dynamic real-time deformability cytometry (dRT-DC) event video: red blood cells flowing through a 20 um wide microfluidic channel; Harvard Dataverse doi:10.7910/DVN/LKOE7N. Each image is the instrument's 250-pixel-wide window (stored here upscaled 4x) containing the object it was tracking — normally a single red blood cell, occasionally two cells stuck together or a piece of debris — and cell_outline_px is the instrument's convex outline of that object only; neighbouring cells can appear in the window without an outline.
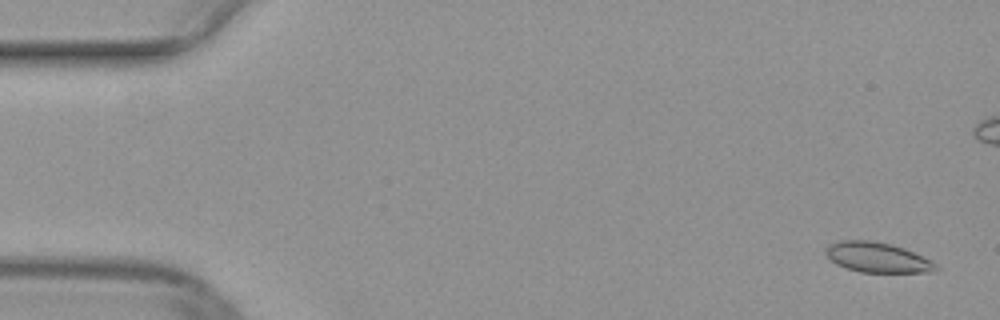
{"species": "common noctule bat (a hibernating species)", "species_latin": "Nyctalus noctula", "temperature_condition": "warm", "stored_images_in_passage": 51, "camera_frame_rate_fps": 3000, "um_per_image_px": 0.085, "animal": {"sex": "female", "body_mass_g": 29.2, "forearm_length_mm": 56.3}, "frame": {"image": 1, "passage_image": 2, "time_ms": 0.333, "image_size_px": [1000, 320], "cell_outline_px": [[940, 268], [936, 272], [860, 272], [836, 264], [824, 252], [828, 244], [840, 240], [872, 240], [892, 244], [904, 248], [932, 260]], "centroid_in_image_um": [74.6, 21.87], "position_along_channel_um": 10.4, "area_um2": 19.42}}
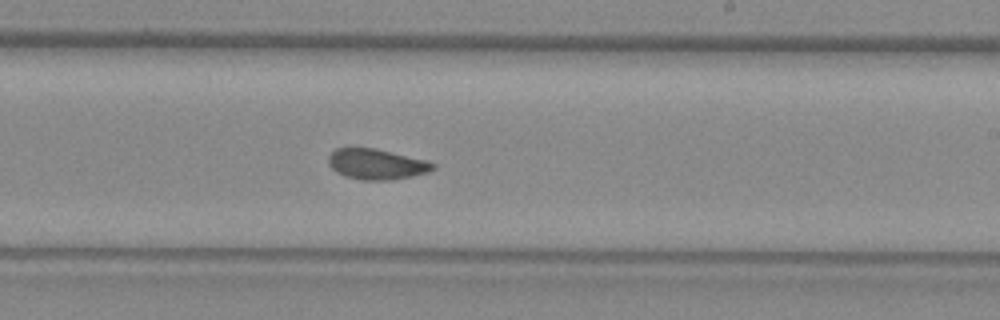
{"frame": {"image": 2, "passage_image": 30, "time_ms": 9.667, "image_size_px": [1000, 320], "cell_outline_px": [[436, 168], [428, 172], [412, 176], [388, 180], [360, 180], [344, 176], [336, 172], [328, 164], [328, 156], [336, 148], [376, 148], [428, 160], [436, 164]], "centroid_in_image_um": [32.02, 13.95], "position_along_channel_um": 257.0, "area_um2": 18.79}}
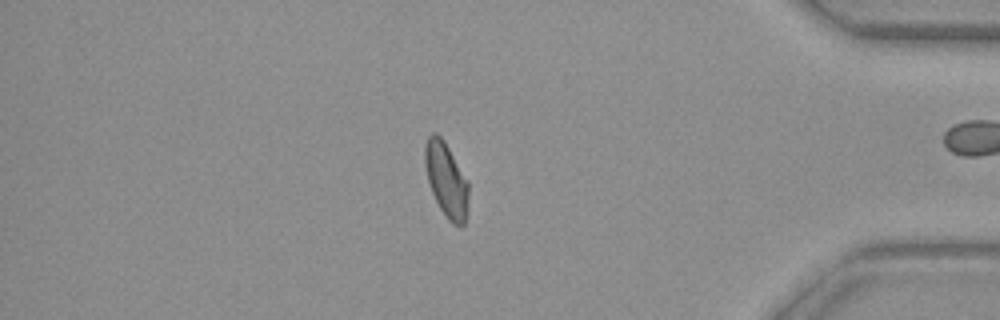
{"frame": {"image": 3, "passage_image": 43, "time_ms": 14.0, "image_size_px": [1000, 320], "cell_outline_px": [[468, 212], [464, 224], [460, 228], [452, 224], [448, 220], [440, 208], [432, 192], [428, 180], [424, 164], [424, 148], [428, 136], [432, 132], [436, 132], [444, 140], [468, 180]], "centroid_in_image_um": [37.95, 15.3], "position_along_channel_um": 397.3, "area_um2": 19.19}}